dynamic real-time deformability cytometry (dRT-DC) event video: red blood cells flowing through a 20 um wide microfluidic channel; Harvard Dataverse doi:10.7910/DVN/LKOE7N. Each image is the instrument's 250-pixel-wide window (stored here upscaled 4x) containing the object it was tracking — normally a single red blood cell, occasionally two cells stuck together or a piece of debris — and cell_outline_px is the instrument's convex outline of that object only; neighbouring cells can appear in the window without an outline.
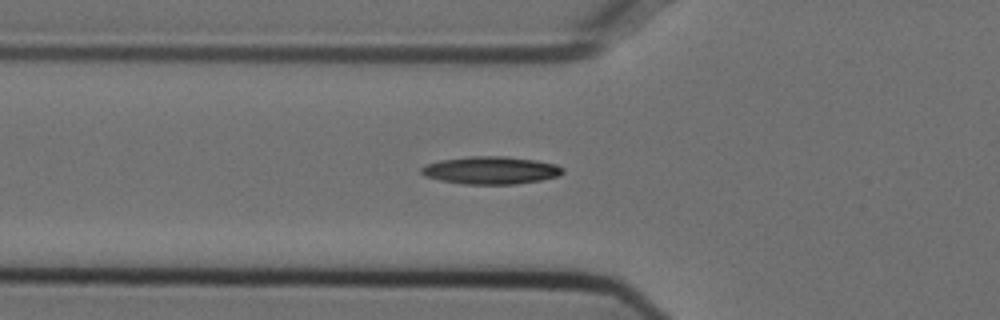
{"species": "Egyptian fruit bat (a non-hibernating species)", "species_latin": "Rousettus aegyptiacus", "temperature_condition": "cold", "stored_images_in_passage": 22, "camera_frame_rate_fps": 3000, "um_per_image_px": 0.085, "animal": {"sex": "female"}, "frame": {"image": 1, "passage_image": 2, "time_ms": 0.333, "image_size_px": [1000, 320], "cell_outline_px": [[564, 172], [560, 176], [540, 180], [516, 184], [464, 184], [440, 180], [424, 176], [420, 172], [420, 168], [428, 164], [440, 160], [472, 156], [504, 156], [536, 160], [556, 164], [564, 168]], "centroid_in_image_um": [41.74, 14.47], "position_along_channel_um": 84.1, "area_um2": 22.83}}
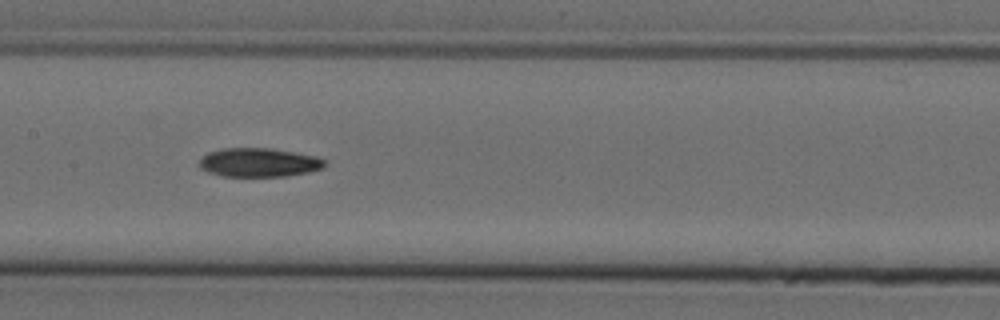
{"frame": {"image": 2, "passage_image": 10, "time_ms": 3.0, "image_size_px": [1000, 320], "cell_outline_px": [[324, 168], [308, 172], [284, 176], [220, 176], [208, 172], [200, 168], [200, 160], [208, 152], [224, 148], [272, 148], [316, 156], [324, 160]], "centroid_in_image_um": [22.0, 13.81], "position_along_channel_um": 185.4, "area_um2": 20.98}}
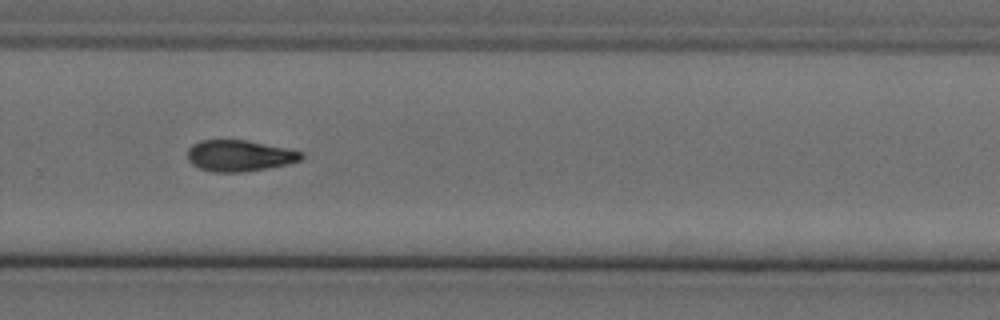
{"frame": {"image": 3, "passage_image": 20, "time_ms": 6.333, "image_size_px": [1000, 320], "cell_outline_px": [[304, 156], [300, 160], [288, 164], [268, 168], [244, 172], [212, 172], [200, 168], [192, 164], [188, 160], [188, 148], [192, 144], [200, 140], [244, 140], [304, 152]], "centroid_in_image_um": [20.33, 13.24], "position_along_channel_um": 309.5, "area_um2": 20.63}}